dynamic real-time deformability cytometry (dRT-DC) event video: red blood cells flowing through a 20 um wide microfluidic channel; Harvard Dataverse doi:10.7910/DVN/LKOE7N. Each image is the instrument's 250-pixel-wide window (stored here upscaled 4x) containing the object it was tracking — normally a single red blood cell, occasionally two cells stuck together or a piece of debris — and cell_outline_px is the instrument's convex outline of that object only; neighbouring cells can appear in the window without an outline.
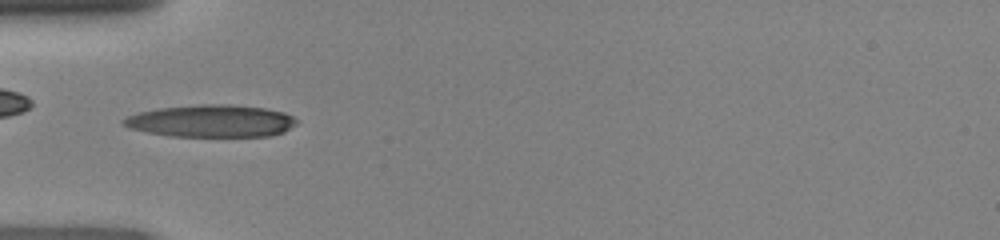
{"species": "human", "species_latin": "Homo sapiens", "temperature_condition": "room temperature", "stored_images_in_passage": 35, "camera_frame_rate_fps": 3000, "um_per_image_px": 0.085, "donor": {"sex": "female"}, "frame": {"image": 1, "passage_image": 3, "time_ms": 0.667, "image_size_px": [1000, 240], "cell_outline_px": [[300, 120], [296, 124], [284, 132], [268, 136], [172, 136], [148, 132], [128, 128], [120, 124], [120, 120], [128, 116], [140, 112], [160, 108], [200, 104], [232, 104], [264, 108], [284, 112]], "centroid_in_image_um": [17.96, 10.28], "position_along_channel_um": 67.0, "area_um2": 32.66}}
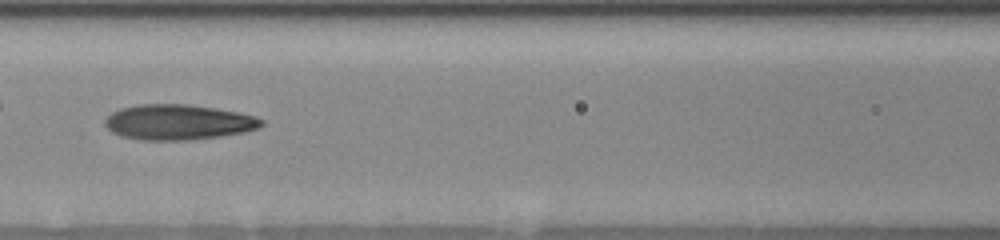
{"frame": {"image": 2, "passage_image": 9, "time_ms": 2.667, "image_size_px": [1000, 240], "cell_outline_px": [[264, 124], [260, 128], [244, 132], [220, 136], [188, 140], [140, 140], [120, 136], [112, 132], [104, 124], [104, 120], [112, 112], [120, 108], [140, 104], [188, 104], [216, 108], [240, 112], [256, 116], [264, 120]], "centroid_in_image_um": [15.17, 10.38], "position_along_channel_um": 151.4, "area_um2": 32.48}}
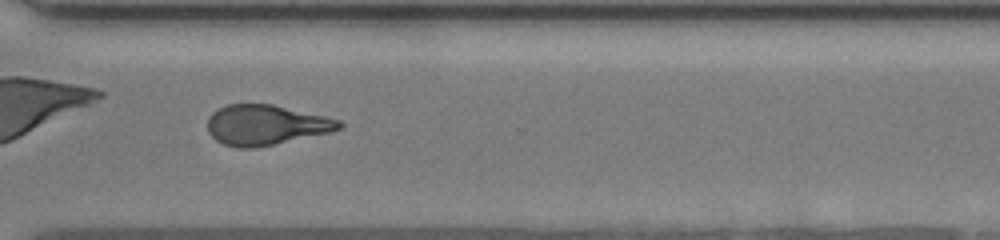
{"frame": {"image": 3, "passage_image": 23, "time_ms": 7.333, "image_size_px": [1000, 240], "cell_outline_px": [[344, 124], [340, 128], [328, 132], [272, 144], [252, 148], [240, 148], [224, 144], [216, 140], [208, 132], [208, 116], [212, 112], [228, 104], [272, 104], [324, 116], [340, 120]], "centroid_in_image_um": [22.55, 10.61], "position_along_channel_um": 348.0, "area_um2": 30.29}}